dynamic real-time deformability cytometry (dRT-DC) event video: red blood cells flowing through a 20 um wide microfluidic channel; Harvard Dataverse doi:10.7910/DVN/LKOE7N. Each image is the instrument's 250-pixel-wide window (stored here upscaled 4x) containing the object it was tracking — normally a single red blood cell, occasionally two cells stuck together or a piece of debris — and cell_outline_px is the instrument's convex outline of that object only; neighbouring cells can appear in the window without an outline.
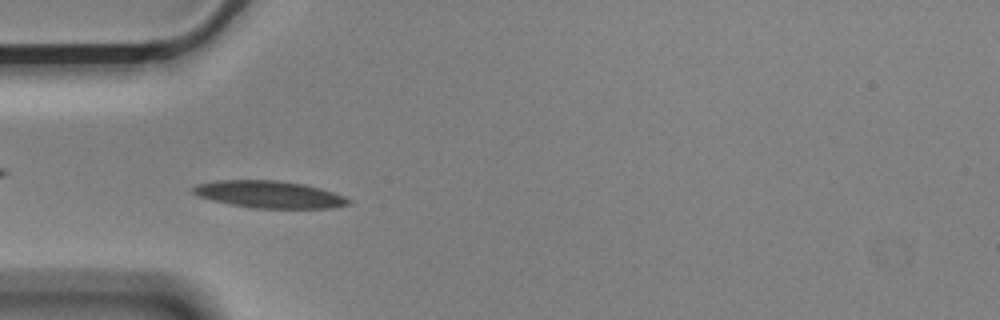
{"species": "Egyptian fruit bat (a non-hibernating species)", "species_latin": "Rousettus aegyptiacus", "temperature_condition": "cold", "stored_images_in_passage": 55, "camera_frame_rate_fps": 3000, "um_per_image_px": 0.085, "animal": {"sex": "male"}, "frame": {"image": 1, "passage_image": 16, "time_ms": 5.0, "image_size_px": [1000, 320], "cell_outline_px": [[352, 204], [332, 208], [256, 208], [232, 204], [212, 200], [200, 196], [192, 192], [192, 188], [196, 184], [216, 180], [276, 180], [304, 184], [320, 188], [344, 196], [352, 200]], "centroid_in_image_um": [22.92, 16.52], "position_along_channel_um": 62.1, "area_um2": 24.51}}
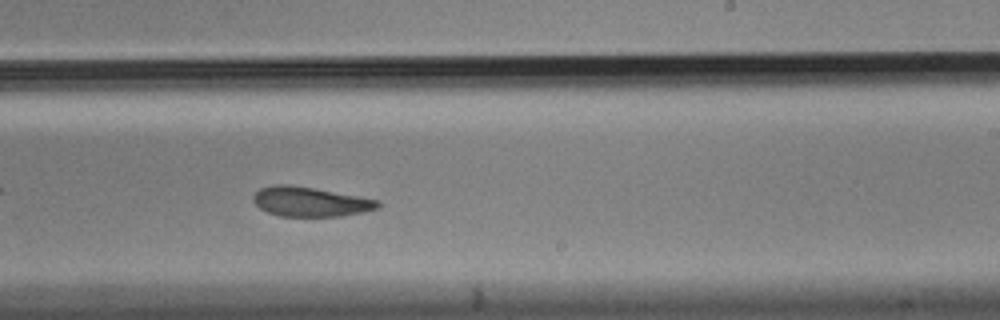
{"frame": {"image": 2, "passage_image": 33, "time_ms": 10.667, "image_size_px": [1000, 320], "cell_outline_px": [[380, 208], [340, 216], [280, 216], [268, 212], [260, 208], [252, 200], [252, 196], [260, 188], [272, 184], [292, 184], [380, 200]], "centroid_in_image_um": [26.35, 17.13], "position_along_channel_um": 262.7, "area_um2": 21.5}}
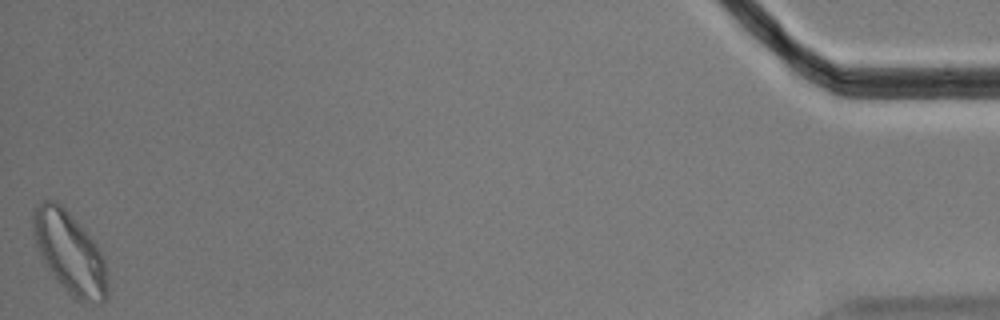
{"frame": {"image": 3, "passage_image": 55, "time_ms": 18.0, "image_size_px": [1000, 320], "cell_outline_px": [[108, 300], [104, 304], [88, 304], [76, 300], [56, 280], [44, 264], [36, 244], [32, 232], [32, 212], [36, 204], [40, 200], [56, 200], [88, 232], [96, 244], [104, 260], [108, 284]], "centroid_in_image_um": [5.93, 21.51], "position_along_channel_um": 429.3, "area_um2": 36.01}, "authors_computed_cell_mechanics": {"area_um2": 22.8888, "velocity_mm_per_s": 3.5597, "shape_relaxation_time_tau1_ms": 3.8615, "shape_relaxation_time_tau2_ms": 2.756, "deformation_change_tau1": 0.152, "deformation_change_tau2": 0.0933}}